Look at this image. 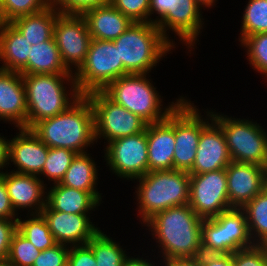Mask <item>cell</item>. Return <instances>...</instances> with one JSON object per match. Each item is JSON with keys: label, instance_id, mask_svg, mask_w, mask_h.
Masks as SVG:
<instances>
[{"label": "cell", "instance_id": "obj_33", "mask_svg": "<svg viewBox=\"0 0 267 266\" xmlns=\"http://www.w3.org/2000/svg\"><path fill=\"white\" fill-rule=\"evenodd\" d=\"M77 154L68 148H49L41 174L48 177V180L54 181L53 184L60 183Z\"/></svg>", "mask_w": 267, "mask_h": 266}, {"label": "cell", "instance_id": "obj_26", "mask_svg": "<svg viewBox=\"0 0 267 266\" xmlns=\"http://www.w3.org/2000/svg\"><path fill=\"white\" fill-rule=\"evenodd\" d=\"M60 12L50 4L44 10L17 17L10 23L31 45L43 43L53 38V28Z\"/></svg>", "mask_w": 267, "mask_h": 266}, {"label": "cell", "instance_id": "obj_18", "mask_svg": "<svg viewBox=\"0 0 267 266\" xmlns=\"http://www.w3.org/2000/svg\"><path fill=\"white\" fill-rule=\"evenodd\" d=\"M40 214L58 244L85 245L99 231L87 214L54 211L47 204Z\"/></svg>", "mask_w": 267, "mask_h": 266}, {"label": "cell", "instance_id": "obj_24", "mask_svg": "<svg viewBox=\"0 0 267 266\" xmlns=\"http://www.w3.org/2000/svg\"><path fill=\"white\" fill-rule=\"evenodd\" d=\"M46 193V204L54 211L73 214H88L101 202L99 192L81 191L66 187L60 183L54 184Z\"/></svg>", "mask_w": 267, "mask_h": 266}, {"label": "cell", "instance_id": "obj_23", "mask_svg": "<svg viewBox=\"0 0 267 266\" xmlns=\"http://www.w3.org/2000/svg\"><path fill=\"white\" fill-rule=\"evenodd\" d=\"M92 39L114 41L133 23L111 3L86 10L82 14Z\"/></svg>", "mask_w": 267, "mask_h": 266}, {"label": "cell", "instance_id": "obj_16", "mask_svg": "<svg viewBox=\"0 0 267 266\" xmlns=\"http://www.w3.org/2000/svg\"><path fill=\"white\" fill-rule=\"evenodd\" d=\"M226 177L231 208H243L267 187V168L261 165L231 161Z\"/></svg>", "mask_w": 267, "mask_h": 266}, {"label": "cell", "instance_id": "obj_47", "mask_svg": "<svg viewBox=\"0 0 267 266\" xmlns=\"http://www.w3.org/2000/svg\"><path fill=\"white\" fill-rule=\"evenodd\" d=\"M148 259L146 260H142V258H129L128 256L125 258L124 262H123V265L122 266H154L155 264L152 262L149 263L147 261Z\"/></svg>", "mask_w": 267, "mask_h": 266}, {"label": "cell", "instance_id": "obj_48", "mask_svg": "<svg viewBox=\"0 0 267 266\" xmlns=\"http://www.w3.org/2000/svg\"><path fill=\"white\" fill-rule=\"evenodd\" d=\"M195 1L199 4V6L201 5V7L203 5L204 7L210 8L215 3L216 0H195Z\"/></svg>", "mask_w": 267, "mask_h": 266}, {"label": "cell", "instance_id": "obj_30", "mask_svg": "<svg viewBox=\"0 0 267 266\" xmlns=\"http://www.w3.org/2000/svg\"><path fill=\"white\" fill-rule=\"evenodd\" d=\"M97 266H122L127 254L112 238L99 230L88 242Z\"/></svg>", "mask_w": 267, "mask_h": 266}, {"label": "cell", "instance_id": "obj_39", "mask_svg": "<svg viewBox=\"0 0 267 266\" xmlns=\"http://www.w3.org/2000/svg\"><path fill=\"white\" fill-rule=\"evenodd\" d=\"M69 245L56 244L40 252L32 266H66Z\"/></svg>", "mask_w": 267, "mask_h": 266}, {"label": "cell", "instance_id": "obj_22", "mask_svg": "<svg viewBox=\"0 0 267 266\" xmlns=\"http://www.w3.org/2000/svg\"><path fill=\"white\" fill-rule=\"evenodd\" d=\"M6 185L11 204L17 212L18 209H34L32 214H40L46 205L45 185L39 176L20 174L11 171L0 175ZM44 197V199H43ZM35 207V208H33Z\"/></svg>", "mask_w": 267, "mask_h": 266}, {"label": "cell", "instance_id": "obj_2", "mask_svg": "<svg viewBox=\"0 0 267 266\" xmlns=\"http://www.w3.org/2000/svg\"><path fill=\"white\" fill-rule=\"evenodd\" d=\"M31 130L49 148H68L78 154L95 140L94 112L81 95L66 111L37 122Z\"/></svg>", "mask_w": 267, "mask_h": 266}, {"label": "cell", "instance_id": "obj_8", "mask_svg": "<svg viewBox=\"0 0 267 266\" xmlns=\"http://www.w3.org/2000/svg\"><path fill=\"white\" fill-rule=\"evenodd\" d=\"M121 76H124V66L114 41L91 39L84 64L74 73L79 93L103 91Z\"/></svg>", "mask_w": 267, "mask_h": 266}, {"label": "cell", "instance_id": "obj_13", "mask_svg": "<svg viewBox=\"0 0 267 266\" xmlns=\"http://www.w3.org/2000/svg\"><path fill=\"white\" fill-rule=\"evenodd\" d=\"M53 38L66 69L73 73L70 66L74 65L77 72L84 64L92 39L84 16L59 13L53 28Z\"/></svg>", "mask_w": 267, "mask_h": 266}, {"label": "cell", "instance_id": "obj_4", "mask_svg": "<svg viewBox=\"0 0 267 266\" xmlns=\"http://www.w3.org/2000/svg\"><path fill=\"white\" fill-rule=\"evenodd\" d=\"M114 43L124 66V76L148 74L174 48L160 29L150 22H133Z\"/></svg>", "mask_w": 267, "mask_h": 266}, {"label": "cell", "instance_id": "obj_14", "mask_svg": "<svg viewBox=\"0 0 267 266\" xmlns=\"http://www.w3.org/2000/svg\"><path fill=\"white\" fill-rule=\"evenodd\" d=\"M201 117L198 109L187 99L175 107L173 169L188 172L192 168L201 131L209 123Z\"/></svg>", "mask_w": 267, "mask_h": 266}, {"label": "cell", "instance_id": "obj_49", "mask_svg": "<svg viewBox=\"0 0 267 266\" xmlns=\"http://www.w3.org/2000/svg\"><path fill=\"white\" fill-rule=\"evenodd\" d=\"M0 266H16L13 263H11L7 258L6 259H0Z\"/></svg>", "mask_w": 267, "mask_h": 266}, {"label": "cell", "instance_id": "obj_11", "mask_svg": "<svg viewBox=\"0 0 267 266\" xmlns=\"http://www.w3.org/2000/svg\"><path fill=\"white\" fill-rule=\"evenodd\" d=\"M94 112L95 140L108 142L143 132L147 123L138 115L111 100L103 91L85 95Z\"/></svg>", "mask_w": 267, "mask_h": 266}, {"label": "cell", "instance_id": "obj_46", "mask_svg": "<svg viewBox=\"0 0 267 266\" xmlns=\"http://www.w3.org/2000/svg\"><path fill=\"white\" fill-rule=\"evenodd\" d=\"M8 152H9V140L4 137H1L0 135V169L5 168L6 165L9 166V161H8ZM3 172L0 171V175Z\"/></svg>", "mask_w": 267, "mask_h": 266}, {"label": "cell", "instance_id": "obj_19", "mask_svg": "<svg viewBox=\"0 0 267 266\" xmlns=\"http://www.w3.org/2000/svg\"><path fill=\"white\" fill-rule=\"evenodd\" d=\"M18 129L19 134L9 141L8 161L18 168L13 172L40 177L49 147L31 129Z\"/></svg>", "mask_w": 267, "mask_h": 266}, {"label": "cell", "instance_id": "obj_44", "mask_svg": "<svg viewBox=\"0 0 267 266\" xmlns=\"http://www.w3.org/2000/svg\"><path fill=\"white\" fill-rule=\"evenodd\" d=\"M202 266H234L233 254H205L199 256Z\"/></svg>", "mask_w": 267, "mask_h": 266}, {"label": "cell", "instance_id": "obj_20", "mask_svg": "<svg viewBox=\"0 0 267 266\" xmlns=\"http://www.w3.org/2000/svg\"><path fill=\"white\" fill-rule=\"evenodd\" d=\"M149 172L173 169L175 108L166 119L146 126Z\"/></svg>", "mask_w": 267, "mask_h": 266}, {"label": "cell", "instance_id": "obj_50", "mask_svg": "<svg viewBox=\"0 0 267 266\" xmlns=\"http://www.w3.org/2000/svg\"><path fill=\"white\" fill-rule=\"evenodd\" d=\"M7 21L5 20L2 10H1V2H0V28L5 25Z\"/></svg>", "mask_w": 267, "mask_h": 266}, {"label": "cell", "instance_id": "obj_12", "mask_svg": "<svg viewBox=\"0 0 267 266\" xmlns=\"http://www.w3.org/2000/svg\"><path fill=\"white\" fill-rule=\"evenodd\" d=\"M189 206L201 219L214 218L231 209L226 168L201 174H190Z\"/></svg>", "mask_w": 267, "mask_h": 266}, {"label": "cell", "instance_id": "obj_32", "mask_svg": "<svg viewBox=\"0 0 267 266\" xmlns=\"http://www.w3.org/2000/svg\"><path fill=\"white\" fill-rule=\"evenodd\" d=\"M242 19L240 42L247 36L267 32V0H249Z\"/></svg>", "mask_w": 267, "mask_h": 266}, {"label": "cell", "instance_id": "obj_43", "mask_svg": "<svg viewBox=\"0 0 267 266\" xmlns=\"http://www.w3.org/2000/svg\"><path fill=\"white\" fill-rule=\"evenodd\" d=\"M17 213L15 212L3 178L0 176V219H18L15 218Z\"/></svg>", "mask_w": 267, "mask_h": 266}, {"label": "cell", "instance_id": "obj_38", "mask_svg": "<svg viewBox=\"0 0 267 266\" xmlns=\"http://www.w3.org/2000/svg\"><path fill=\"white\" fill-rule=\"evenodd\" d=\"M234 266H267L265 245L254 244L233 253Z\"/></svg>", "mask_w": 267, "mask_h": 266}, {"label": "cell", "instance_id": "obj_34", "mask_svg": "<svg viewBox=\"0 0 267 266\" xmlns=\"http://www.w3.org/2000/svg\"><path fill=\"white\" fill-rule=\"evenodd\" d=\"M241 45L246 47L249 64L267 77V32L245 37Z\"/></svg>", "mask_w": 267, "mask_h": 266}, {"label": "cell", "instance_id": "obj_1", "mask_svg": "<svg viewBox=\"0 0 267 266\" xmlns=\"http://www.w3.org/2000/svg\"><path fill=\"white\" fill-rule=\"evenodd\" d=\"M201 219L189 204L158 212L145 225L161 247L164 261L195 258L201 251Z\"/></svg>", "mask_w": 267, "mask_h": 266}, {"label": "cell", "instance_id": "obj_36", "mask_svg": "<svg viewBox=\"0 0 267 266\" xmlns=\"http://www.w3.org/2000/svg\"><path fill=\"white\" fill-rule=\"evenodd\" d=\"M0 2L7 22L20 16L40 12L51 4L50 0H0Z\"/></svg>", "mask_w": 267, "mask_h": 266}, {"label": "cell", "instance_id": "obj_29", "mask_svg": "<svg viewBox=\"0 0 267 266\" xmlns=\"http://www.w3.org/2000/svg\"><path fill=\"white\" fill-rule=\"evenodd\" d=\"M242 209L246 214L248 230L253 243L258 245H266L267 187L258 195H256L251 201H249Z\"/></svg>", "mask_w": 267, "mask_h": 266}, {"label": "cell", "instance_id": "obj_35", "mask_svg": "<svg viewBox=\"0 0 267 266\" xmlns=\"http://www.w3.org/2000/svg\"><path fill=\"white\" fill-rule=\"evenodd\" d=\"M40 252L29 240L16 231L11 239L7 259L16 266H32Z\"/></svg>", "mask_w": 267, "mask_h": 266}, {"label": "cell", "instance_id": "obj_7", "mask_svg": "<svg viewBox=\"0 0 267 266\" xmlns=\"http://www.w3.org/2000/svg\"><path fill=\"white\" fill-rule=\"evenodd\" d=\"M253 245L242 208L228 209L201 223L202 253L233 254Z\"/></svg>", "mask_w": 267, "mask_h": 266}, {"label": "cell", "instance_id": "obj_41", "mask_svg": "<svg viewBox=\"0 0 267 266\" xmlns=\"http://www.w3.org/2000/svg\"><path fill=\"white\" fill-rule=\"evenodd\" d=\"M67 266H97L92 249L87 245L70 246Z\"/></svg>", "mask_w": 267, "mask_h": 266}, {"label": "cell", "instance_id": "obj_21", "mask_svg": "<svg viewBox=\"0 0 267 266\" xmlns=\"http://www.w3.org/2000/svg\"><path fill=\"white\" fill-rule=\"evenodd\" d=\"M27 100L20 72L0 69V119L26 128Z\"/></svg>", "mask_w": 267, "mask_h": 266}, {"label": "cell", "instance_id": "obj_25", "mask_svg": "<svg viewBox=\"0 0 267 266\" xmlns=\"http://www.w3.org/2000/svg\"><path fill=\"white\" fill-rule=\"evenodd\" d=\"M31 43L10 22L0 28L1 70L19 72L28 62Z\"/></svg>", "mask_w": 267, "mask_h": 266}, {"label": "cell", "instance_id": "obj_5", "mask_svg": "<svg viewBox=\"0 0 267 266\" xmlns=\"http://www.w3.org/2000/svg\"><path fill=\"white\" fill-rule=\"evenodd\" d=\"M139 215L146 223L158 212L189 204L190 174L183 170L152 171L136 179Z\"/></svg>", "mask_w": 267, "mask_h": 266}, {"label": "cell", "instance_id": "obj_15", "mask_svg": "<svg viewBox=\"0 0 267 266\" xmlns=\"http://www.w3.org/2000/svg\"><path fill=\"white\" fill-rule=\"evenodd\" d=\"M105 149V160L119 177L135 180L149 172L146 128L139 134L108 142Z\"/></svg>", "mask_w": 267, "mask_h": 266}, {"label": "cell", "instance_id": "obj_45", "mask_svg": "<svg viewBox=\"0 0 267 266\" xmlns=\"http://www.w3.org/2000/svg\"><path fill=\"white\" fill-rule=\"evenodd\" d=\"M165 266H202L199 257L195 258H177L165 261Z\"/></svg>", "mask_w": 267, "mask_h": 266}, {"label": "cell", "instance_id": "obj_6", "mask_svg": "<svg viewBox=\"0 0 267 266\" xmlns=\"http://www.w3.org/2000/svg\"><path fill=\"white\" fill-rule=\"evenodd\" d=\"M147 74H128L111 82L103 92L115 103L138 115L147 124L156 123L167 118L171 111L184 99L164 107L162 99L153 84L146 78ZM162 111V112H161Z\"/></svg>", "mask_w": 267, "mask_h": 266}, {"label": "cell", "instance_id": "obj_27", "mask_svg": "<svg viewBox=\"0 0 267 266\" xmlns=\"http://www.w3.org/2000/svg\"><path fill=\"white\" fill-rule=\"evenodd\" d=\"M21 74H74L64 66L54 38L31 45L27 64Z\"/></svg>", "mask_w": 267, "mask_h": 266}, {"label": "cell", "instance_id": "obj_9", "mask_svg": "<svg viewBox=\"0 0 267 266\" xmlns=\"http://www.w3.org/2000/svg\"><path fill=\"white\" fill-rule=\"evenodd\" d=\"M212 119L221 127L232 161L251 163L267 168V133L257 122L229 118L212 112Z\"/></svg>", "mask_w": 267, "mask_h": 266}, {"label": "cell", "instance_id": "obj_17", "mask_svg": "<svg viewBox=\"0 0 267 266\" xmlns=\"http://www.w3.org/2000/svg\"><path fill=\"white\" fill-rule=\"evenodd\" d=\"M207 116L211 118V123L201 131L195 161L189 174L225 169L232 161L221 127L212 119V112H208Z\"/></svg>", "mask_w": 267, "mask_h": 266}, {"label": "cell", "instance_id": "obj_37", "mask_svg": "<svg viewBox=\"0 0 267 266\" xmlns=\"http://www.w3.org/2000/svg\"><path fill=\"white\" fill-rule=\"evenodd\" d=\"M110 3L132 22H150L149 19L150 0H110Z\"/></svg>", "mask_w": 267, "mask_h": 266}, {"label": "cell", "instance_id": "obj_42", "mask_svg": "<svg viewBox=\"0 0 267 266\" xmlns=\"http://www.w3.org/2000/svg\"><path fill=\"white\" fill-rule=\"evenodd\" d=\"M17 231V219H0V259L9 254L13 234Z\"/></svg>", "mask_w": 267, "mask_h": 266}, {"label": "cell", "instance_id": "obj_40", "mask_svg": "<svg viewBox=\"0 0 267 266\" xmlns=\"http://www.w3.org/2000/svg\"><path fill=\"white\" fill-rule=\"evenodd\" d=\"M107 3H110V0H51V4L60 13L73 14H83L88 9Z\"/></svg>", "mask_w": 267, "mask_h": 266}, {"label": "cell", "instance_id": "obj_10", "mask_svg": "<svg viewBox=\"0 0 267 266\" xmlns=\"http://www.w3.org/2000/svg\"><path fill=\"white\" fill-rule=\"evenodd\" d=\"M201 6L195 0H150L149 17L155 12L158 17L153 20L163 36L173 45V40L168 38L167 30H172L187 47L194 46L200 29L203 27L201 19ZM167 28V29H166Z\"/></svg>", "mask_w": 267, "mask_h": 266}, {"label": "cell", "instance_id": "obj_3", "mask_svg": "<svg viewBox=\"0 0 267 266\" xmlns=\"http://www.w3.org/2000/svg\"><path fill=\"white\" fill-rule=\"evenodd\" d=\"M22 77L27 100V129L66 111L81 96L73 74H22ZM64 80L71 82L72 93L69 94L72 97L66 92Z\"/></svg>", "mask_w": 267, "mask_h": 266}, {"label": "cell", "instance_id": "obj_28", "mask_svg": "<svg viewBox=\"0 0 267 266\" xmlns=\"http://www.w3.org/2000/svg\"><path fill=\"white\" fill-rule=\"evenodd\" d=\"M97 173L96 163L90 158L89 154H77L60 184L81 191L98 192L95 189L98 179Z\"/></svg>", "mask_w": 267, "mask_h": 266}, {"label": "cell", "instance_id": "obj_31", "mask_svg": "<svg viewBox=\"0 0 267 266\" xmlns=\"http://www.w3.org/2000/svg\"><path fill=\"white\" fill-rule=\"evenodd\" d=\"M29 219H17V231L38 250L43 251L56 245V241L41 214H30Z\"/></svg>", "mask_w": 267, "mask_h": 266}]
</instances>
